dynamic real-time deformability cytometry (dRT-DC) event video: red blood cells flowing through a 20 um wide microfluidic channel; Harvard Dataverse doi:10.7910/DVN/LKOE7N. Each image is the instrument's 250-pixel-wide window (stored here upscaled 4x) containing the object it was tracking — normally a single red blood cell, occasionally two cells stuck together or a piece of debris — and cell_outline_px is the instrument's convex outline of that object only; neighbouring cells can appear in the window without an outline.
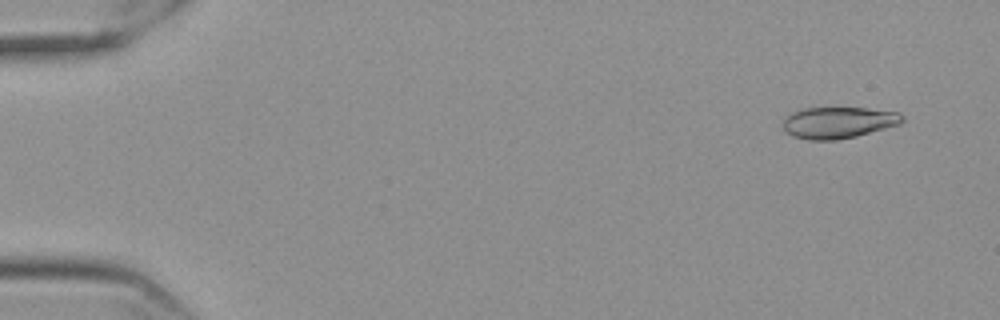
{"species": "Egyptian fruit bat (a non-hibernating species)", "species_latin": "Rousettus aegyptiacus", "temperature_condition": "cold", "stored_images_in_passage": 58, "camera_frame_rate_fps": 3000, "um_per_image_px": 0.085, "frame": {"image": 1, "passage_image": 4, "time_ms": 1.0, "image_size_px": [1000, 320], "cell_outline_px": [[904, 120], [900, 124], [856, 136], [836, 140], [808, 140], [792, 136], [784, 132], [784, 120], [788, 112], [800, 108], [868, 108], [900, 112], [904, 116]], "centroid_in_image_um": [71.23, 10.41], "position_along_channel_um": 13.8, "area_um2": 22.14}}
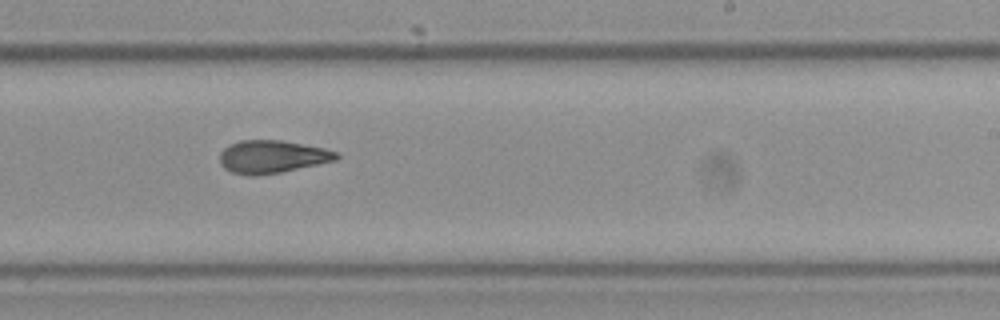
{"frame": {"image": 2, "passage_image": 36, "time_ms": 11.667, "image_size_px": [1000, 320], "cell_outline_px": [[340, 156], [336, 160], [280, 172], [256, 176], [248, 176], [232, 172], [224, 168], [220, 164], [220, 152], [228, 144], [240, 140], [280, 140], [324, 148], [340, 152]], "centroid_in_image_um": [23.11, 13.32], "position_along_channel_um": 265.9, "area_um2": 22.37}}
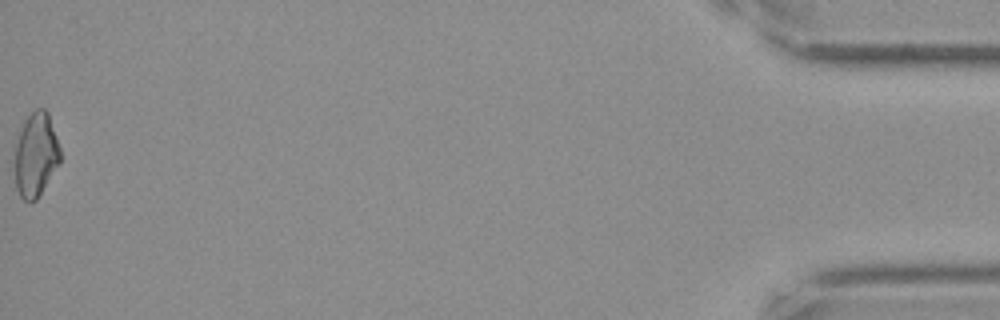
{"frame": {"image": 3, "passage_image": 58, "time_ms": 19.0, "image_size_px": [1000, 320], "cell_outline_px": [[60, 164], [36, 200], [28, 204], [20, 196], [16, 188], [12, 144], [24, 120], [36, 108], [44, 108], [48, 112], [60, 148]], "centroid_in_image_um": [2.99, 13.16], "position_along_channel_um": 432.2, "area_um2": 23.12}, "authors_computed_cell_mechanics": {"area_um2": 22.1374, "velocity_mm_per_s": 3.5529, "shape_relaxation_time_tau1_ms": null, "shape_relaxation_time_tau2_ms": 3.8924, "deformation_change_tau1": null, "deformation_change_tau2": 0.1097}}